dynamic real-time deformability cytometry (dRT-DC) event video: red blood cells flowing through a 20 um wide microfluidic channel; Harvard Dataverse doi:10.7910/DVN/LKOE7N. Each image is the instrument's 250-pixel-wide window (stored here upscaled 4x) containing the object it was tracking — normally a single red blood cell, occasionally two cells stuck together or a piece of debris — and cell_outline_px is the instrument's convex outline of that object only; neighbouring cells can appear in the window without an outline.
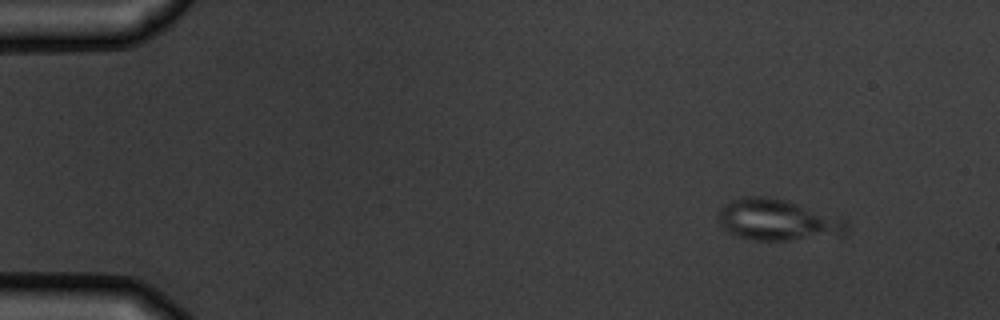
{"species": "common noctule bat (a hibernating species)", "species_latin": "Nyctalus noctula", "temperature_condition": "warm", "stored_images_in_passage": 5, "camera_frame_rate_fps": 3000, "um_per_image_px": 0.085, "animal": {"sex": "male", "body_mass_g": 19.5, "forearm_length_mm": 54.6}, "frame": {"image": 1, "passage_image": 1, "time_ms": 0.0, "image_size_px": [1000, 320], "cell_outline_px": [[848, 228], [840, 236], [788, 240], [752, 240], [736, 236], [728, 232], [724, 228], [720, 220], [720, 208], [724, 204], [732, 200], [744, 196], [768, 196], [784, 200], [848, 220]], "centroid_in_image_um": [66.1, 18.7], "position_along_channel_um": 18.9, "area_um2": 30.63}}